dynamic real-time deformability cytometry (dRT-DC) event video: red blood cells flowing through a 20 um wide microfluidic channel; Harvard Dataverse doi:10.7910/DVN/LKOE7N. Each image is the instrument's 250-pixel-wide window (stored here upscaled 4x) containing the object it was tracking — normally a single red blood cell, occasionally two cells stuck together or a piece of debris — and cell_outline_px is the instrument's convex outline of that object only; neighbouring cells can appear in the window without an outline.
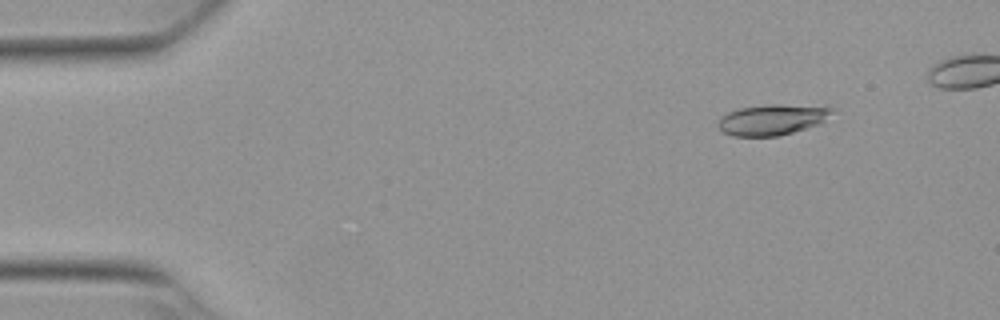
{"species": "Egyptian fruit bat (a non-hibernating species)", "species_latin": "Rousettus aegyptiacus", "temperature_condition": "warm", "stored_images_in_passage": 49, "camera_frame_rate_fps": 3000, "um_per_image_px": 0.085, "animal": {"sex": "female"}, "frame": {"image": 1, "passage_image": 6, "time_ms": 1.667, "image_size_px": [1000, 320], "cell_outline_px": [[832, 112], [820, 124], [780, 136], [732, 136], [724, 132], [716, 124], [728, 112], [740, 108], [764, 104], [828, 104], [832, 108]], "centroid_in_image_um": [65.72, 10.14], "position_along_channel_um": 19.3, "area_um2": 20.81}}
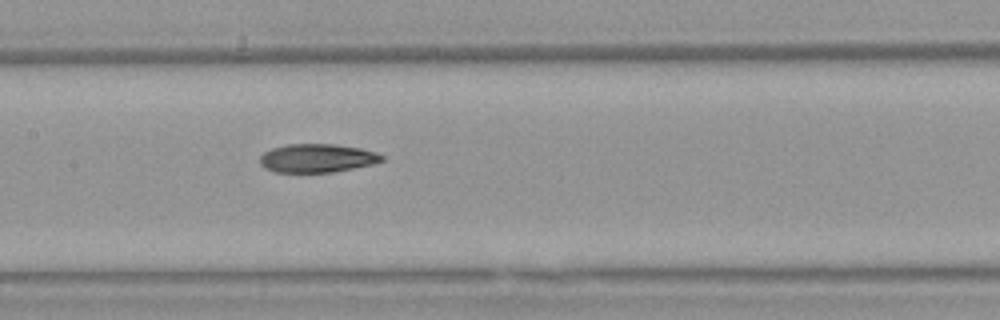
{"frame": {"image": 2, "passage_image": 26, "time_ms": 8.333, "image_size_px": [1000, 320], "cell_outline_px": [[384, 160], [372, 164], [332, 172], [272, 172], [264, 168], [260, 164], [260, 156], [264, 152], [272, 148], [288, 144], [336, 144], [360, 148], [376, 152], [384, 156]], "centroid_in_image_um": [26.93, 13.44], "position_along_channel_um": 180.5, "area_um2": 20.29}}
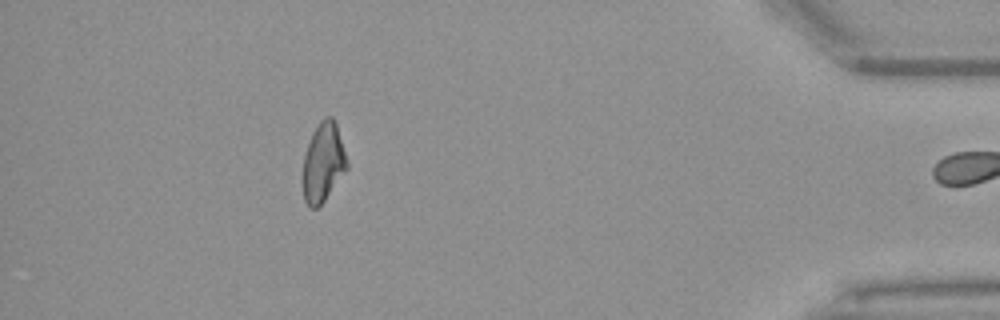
{"frame": {"image": 3, "passage_image": 48, "time_ms": 15.667, "image_size_px": [1000, 320], "cell_outline_px": [[348, 168], [324, 200], [316, 208], [308, 208], [304, 200], [300, 180], [300, 176], [304, 156], [312, 132], [320, 120], [324, 116], [332, 116], [336, 124], [348, 164]], "centroid_in_image_um": [27.41, 13.83], "position_along_channel_um": 407.8, "area_um2": 20.63}, "authors_computed_cell_mechanics": {"area_um2": 20.8658, "velocity_mm_per_s": 3.8289, "shape_relaxation_time_tau1_ms": 7.5803, "shape_relaxation_time_tau2_ms": 5.3976, "deformation_change_tau1": 0.2232, "deformation_change_tau2": 0.1387}}